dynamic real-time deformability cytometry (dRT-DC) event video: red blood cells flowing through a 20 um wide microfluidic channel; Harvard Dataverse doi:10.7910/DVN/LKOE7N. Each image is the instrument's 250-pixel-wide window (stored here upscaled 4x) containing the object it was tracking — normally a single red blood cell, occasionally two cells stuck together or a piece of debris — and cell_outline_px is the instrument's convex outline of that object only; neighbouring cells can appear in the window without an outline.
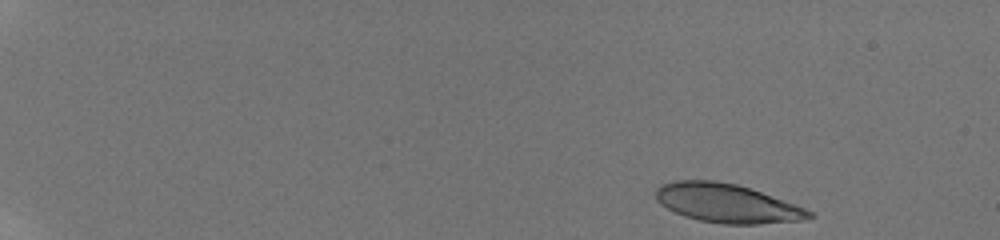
{"species": "human", "species_latin": "Homo sapiens", "temperature_condition": "room temperature", "stored_images_in_passage": 14, "camera_frame_rate_fps": 3000, "um_per_image_px": 0.085, "donor": {"sex": "male"}, "frame": {"image": 1, "passage_image": 1, "time_ms": 0.0, "image_size_px": [1000, 240], "cell_outline_px": [[816, 216], [804, 220], [760, 224], [724, 224], [700, 220], [684, 216], [660, 204], [656, 200], [656, 188], [660, 184], [676, 180], [712, 180], [736, 184], [760, 192], [804, 208], [812, 212]], "centroid_in_image_um": [61.76, 17.28], "position_along_channel_um": 23.2, "area_um2": 34.39}}
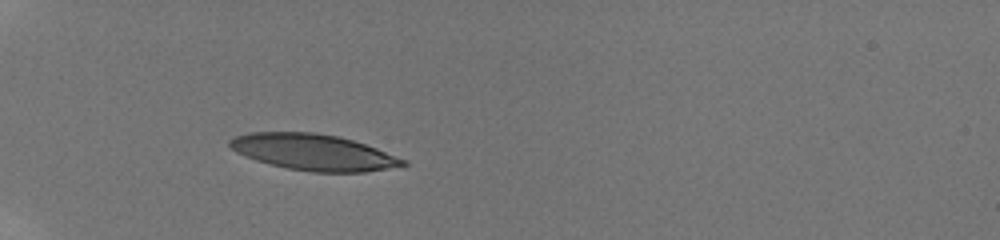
{"frame": {"image": 2, "passage_image": 12, "time_ms": 4.333, "image_size_px": [1000, 240], "cell_outline_px": [[408, 164], [364, 172], [312, 172], [288, 168], [256, 160], [244, 156], [236, 152], [228, 144], [228, 140], [236, 136], [248, 132], [316, 132], [336, 136], [352, 140], [376, 148], [408, 160]], "centroid_in_image_um": [26.62, 12.93], "position_along_channel_um": 58.4, "area_um2": 36.24}}
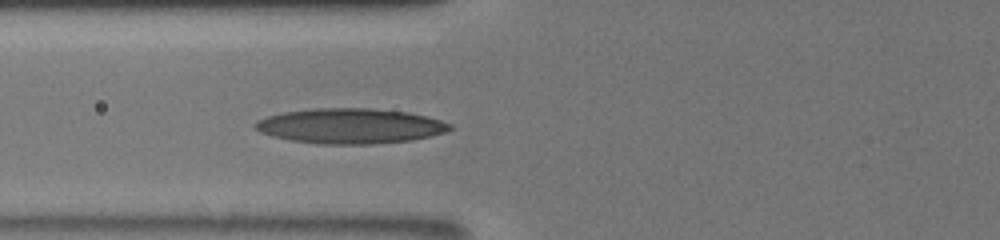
{"frame": {"image": 3, "passage_image": 14, "time_ms": 6.0, "image_size_px": [1000, 240], "cell_outline_px": [[452, 128], [444, 132], [412, 140], [372, 144], [320, 144], [288, 140], [272, 136], [260, 132], [252, 124], [256, 120], [268, 116], [284, 112], [316, 108], [368, 108], [408, 112], [440, 120], [452, 124]], "centroid_in_image_um": [29.73, 10.71], "position_along_channel_um": 96.1, "area_um2": 39.77}}